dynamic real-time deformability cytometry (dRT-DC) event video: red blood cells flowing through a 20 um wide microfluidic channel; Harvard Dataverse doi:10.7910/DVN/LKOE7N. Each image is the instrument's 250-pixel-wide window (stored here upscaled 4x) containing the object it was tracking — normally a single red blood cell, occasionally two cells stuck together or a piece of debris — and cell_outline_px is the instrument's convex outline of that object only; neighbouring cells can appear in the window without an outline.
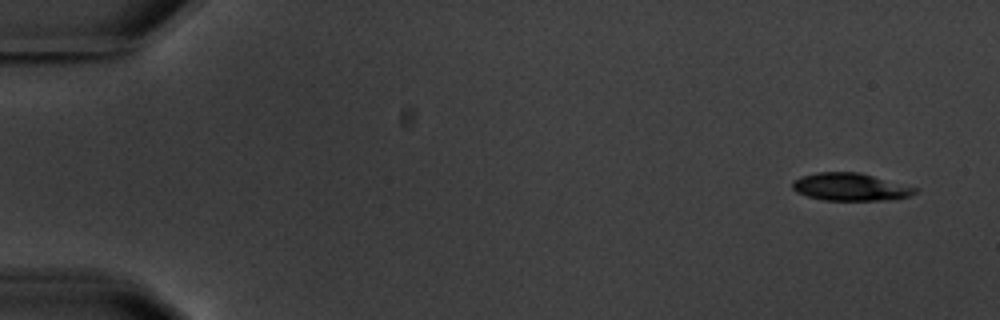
{"species": "common noctule bat (a hibernating species)", "species_latin": "Nyctalus noctula", "temperature_condition": "warm", "stored_images_in_passage": 5, "camera_frame_rate_fps": 3000, "um_per_image_px": 0.085, "animal": {"sex": "male", "body_mass_g": 20.1, "forearm_length_mm": 53.5}, "frame": {"image": 1, "passage_image": 1, "time_ms": 0.0, "image_size_px": [1000, 320], "cell_outline_px": [[920, 192], [896, 200], [824, 200], [808, 196], [796, 192], [792, 188], [792, 180], [800, 176], [816, 172], [860, 172], [920, 188]], "centroid_in_image_um": [72.33, 15.88], "position_along_channel_um": 12.7, "area_um2": 20.11}}
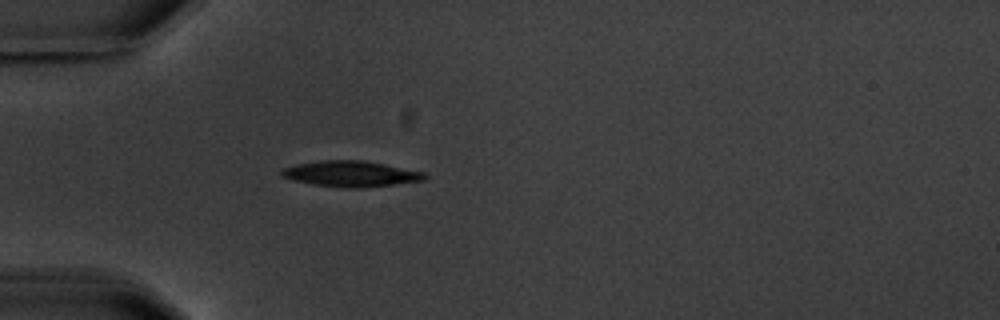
{"frame": {"image": 2, "passage_image": 5, "time_ms": 4.667, "image_size_px": [1000, 320], "cell_outline_px": [[428, 176], [424, 180], [360, 188], [344, 188], [312, 184], [292, 180], [280, 176], [280, 172], [284, 168], [296, 164], [320, 160], [364, 160], [424, 172]], "centroid_in_image_um": [29.78, 14.77], "position_along_channel_um": 55.2, "area_um2": 21.44}}